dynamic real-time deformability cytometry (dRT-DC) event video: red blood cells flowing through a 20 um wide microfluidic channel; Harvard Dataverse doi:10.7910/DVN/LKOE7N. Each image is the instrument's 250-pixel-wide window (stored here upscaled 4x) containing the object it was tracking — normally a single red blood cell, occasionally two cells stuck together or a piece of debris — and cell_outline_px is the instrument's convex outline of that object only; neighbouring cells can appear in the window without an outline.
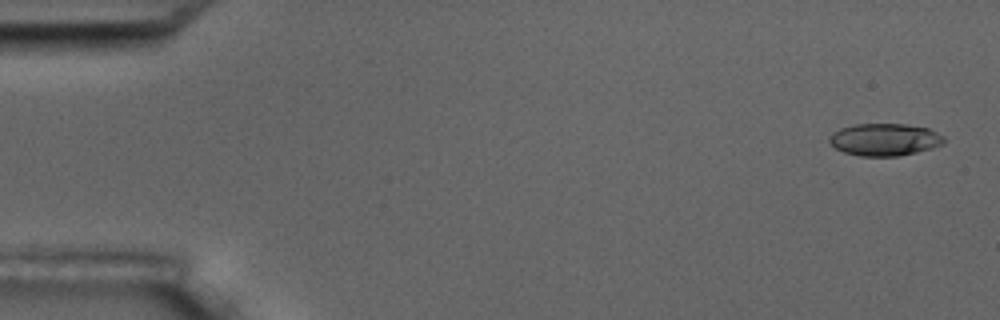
{"species": "common noctule bat (a hibernating species)", "species_latin": "Nyctalus noctula", "temperature_condition": "room temperature", "stored_images_in_passage": 6, "segment_of_instrument_passage": [2, 2], "camera_frame_rate_fps": 3000, "um_per_image_px": 0.085, "animal": {"sex": "male", "body_mass_g": 17.5, "forearm_length_mm": 52.3}, "frame": {"image": 1, "passage_image": 6, "time_ms": 6.667, "image_size_px": [1000, 320], "cell_outline_px": [[944, 144], [932, 148], [900, 156], [860, 156], [844, 152], [836, 148], [828, 140], [828, 136], [832, 132], [840, 128], [852, 124], [904, 124], [928, 128], [944, 136]], "centroid_in_image_um": [75.18, 11.86], "position_along_channel_um": 9.8, "area_um2": 21.68}}